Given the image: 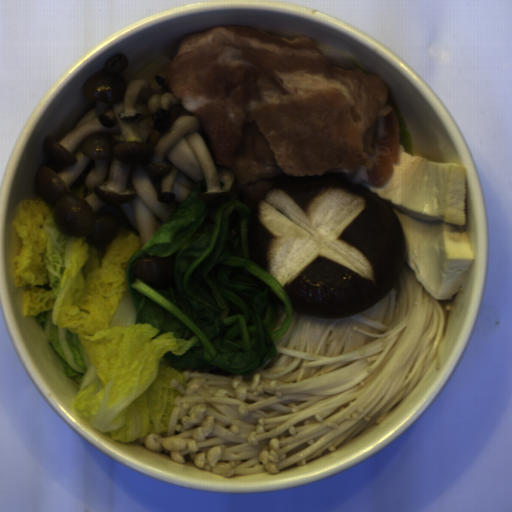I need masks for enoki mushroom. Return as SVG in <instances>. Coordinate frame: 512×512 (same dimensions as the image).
<instances>
[{
	"label": "enoki mushroom",
	"instance_id": "1",
	"mask_svg": "<svg viewBox=\"0 0 512 512\" xmlns=\"http://www.w3.org/2000/svg\"><path fill=\"white\" fill-rule=\"evenodd\" d=\"M449 299L431 294L403 260L395 282L364 311H293L275 355L251 373L177 368L168 426L139 440L222 477L303 466L384 421L441 353Z\"/></svg>",
	"mask_w": 512,
	"mask_h": 512
}]
</instances>
